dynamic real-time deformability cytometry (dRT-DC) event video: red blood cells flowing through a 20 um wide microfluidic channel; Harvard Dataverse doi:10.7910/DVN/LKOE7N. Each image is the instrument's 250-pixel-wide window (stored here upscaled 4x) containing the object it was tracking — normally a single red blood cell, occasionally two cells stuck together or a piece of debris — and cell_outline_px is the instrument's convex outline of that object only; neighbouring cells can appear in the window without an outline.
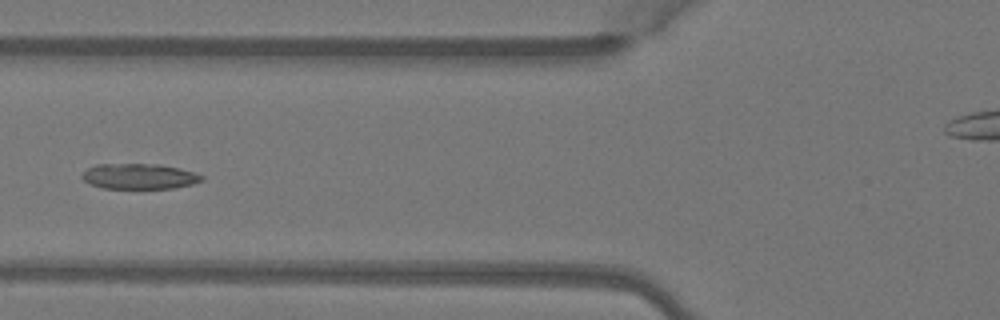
{"species": "Egyptian fruit bat (a non-hibernating species)", "species_latin": "Rousettus aegyptiacus", "temperature_condition": "warm", "stored_images_in_passage": 5, "camera_frame_rate_fps": 3000, "um_per_image_px": 0.085, "animal": {"sex": "female"}, "frame": {"image": 1, "passage_image": 5, "time_ms": 1.333, "image_size_px": [1000, 320], "cell_outline_px": [[204, 180], [192, 184], [172, 188], [104, 188], [92, 184], [84, 180], [80, 176], [88, 168], [96, 164], [160, 164], [180, 168], [204, 176]], "centroid_in_image_um": [11.85, 14.98], "position_along_channel_um": 114.0, "area_um2": 17.63}}